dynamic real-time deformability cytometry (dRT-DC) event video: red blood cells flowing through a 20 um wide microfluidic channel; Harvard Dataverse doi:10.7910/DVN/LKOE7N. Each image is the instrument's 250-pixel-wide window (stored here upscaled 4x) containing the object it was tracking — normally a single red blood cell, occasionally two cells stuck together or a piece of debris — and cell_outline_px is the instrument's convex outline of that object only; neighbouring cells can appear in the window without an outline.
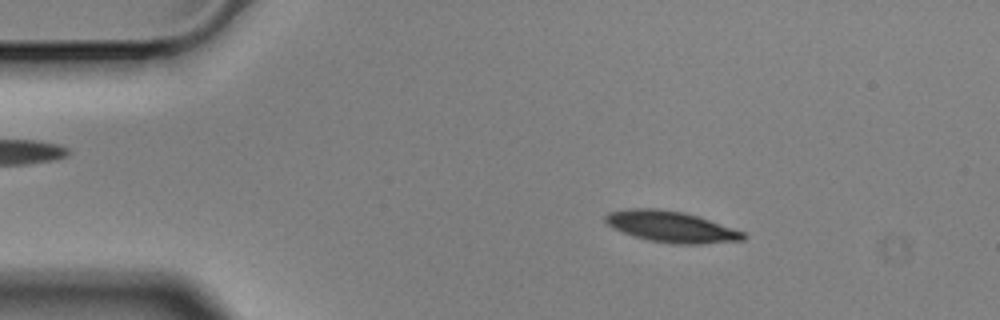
{"species": "Egyptian fruit bat (a non-hibernating species)", "species_latin": "Rousettus aegyptiacus", "temperature_condition": "cold", "stored_images_in_passage": 54, "camera_frame_rate_fps": 3000, "um_per_image_px": 0.085, "animal": {"sex": "male"}, "frame": {"image": 1, "passage_image": 7, "time_ms": 2.0, "image_size_px": [1000, 320], "cell_outline_px": [[748, 236], [744, 240], [700, 244], [672, 244], [648, 240], [612, 228], [604, 220], [604, 216], [608, 212], [632, 208], [656, 208], [684, 212], [744, 232]], "centroid_in_image_um": [57.03, 19.27], "position_along_channel_um": 28.0, "area_um2": 24.8}}
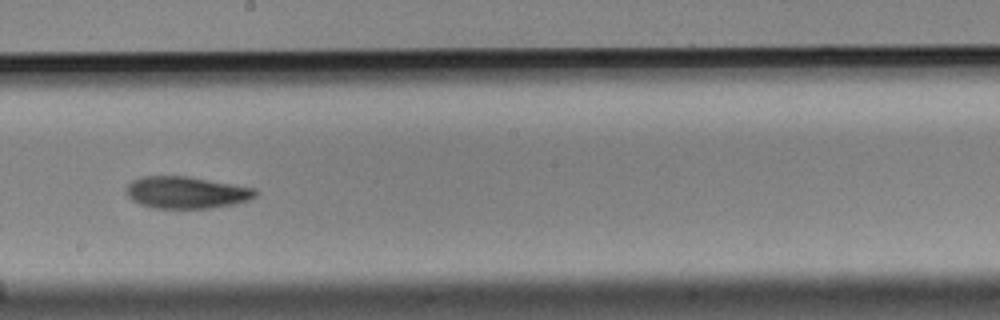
{"frame": {"image": 2, "passage_image": 29, "time_ms": 9.333, "image_size_px": [1000, 320], "cell_outline_px": [[260, 192], [256, 196], [248, 200], [236, 204], [212, 208], [152, 208], [140, 204], [132, 200], [124, 192], [124, 188], [132, 180], [144, 176], [188, 176], [256, 188]], "centroid_in_image_um": [15.84, 16.36], "position_along_channel_um": 232.4, "area_um2": 24.39}}
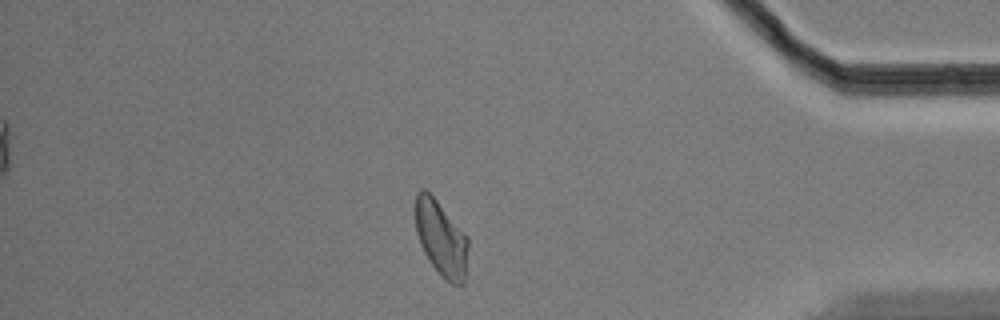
{"frame": {"image": 3, "passage_image": 46, "time_ms": 15.0, "image_size_px": [1000, 320], "cell_outline_px": [[468, 248], [464, 284], [452, 284], [440, 276], [428, 260], [420, 244], [416, 232], [416, 192], [420, 188], [424, 188], [436, 200], [468, 236]], "centroid_in_image_um": [37.5, 20.29], "position_along_channel_um": 397.7, "area_um2": 23.12}, "authors_computed_cell_mechanics": {"area_um2": 24.4205, "velocity_mm_per_s": 3.5282, "shape_relaxation_time_tau1_ms": 3.9604, "shape_relaxation_time_tau2_ms": 7.8509, "deformation_change_tau1": 0.127, "deformation_change_tau2": 0.1396}}